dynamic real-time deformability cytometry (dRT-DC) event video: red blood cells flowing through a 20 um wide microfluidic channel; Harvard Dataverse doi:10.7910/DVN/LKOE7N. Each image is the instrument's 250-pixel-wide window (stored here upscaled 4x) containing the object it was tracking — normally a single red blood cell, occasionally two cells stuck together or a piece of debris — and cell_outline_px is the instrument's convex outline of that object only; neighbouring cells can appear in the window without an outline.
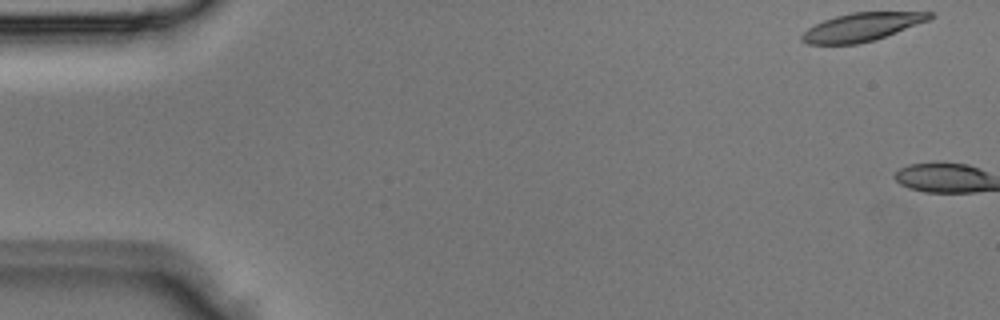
{"species": "Egyptian fruit bat (a non-hibernating species)", "species_latin": "Rousettus aegyptiacus", "temperature_condition": "room temperature", "stored_images_in_passage": 5, "camera_frame_rate_fps": 3000, "um_per_image_px": 0.085, "animal": {"sex": "male"}, "frame": {"image": 1, "passage_image": 1, "time_ms": 0.0, "image_size_px": [1000, 320], "cell_outline_px": [[936, 16], [928, 20], [896, 32], [872, 40], [856, 44], [808, 44], [800, 40], [800, 36], [808, 28], [824, 20], [836, 16], [852, 12], [932, 12]], "centroid_in_image_um": [73.23, 2.29], "position_along_channel_um": 11.8, "area_um2": 20.69}}